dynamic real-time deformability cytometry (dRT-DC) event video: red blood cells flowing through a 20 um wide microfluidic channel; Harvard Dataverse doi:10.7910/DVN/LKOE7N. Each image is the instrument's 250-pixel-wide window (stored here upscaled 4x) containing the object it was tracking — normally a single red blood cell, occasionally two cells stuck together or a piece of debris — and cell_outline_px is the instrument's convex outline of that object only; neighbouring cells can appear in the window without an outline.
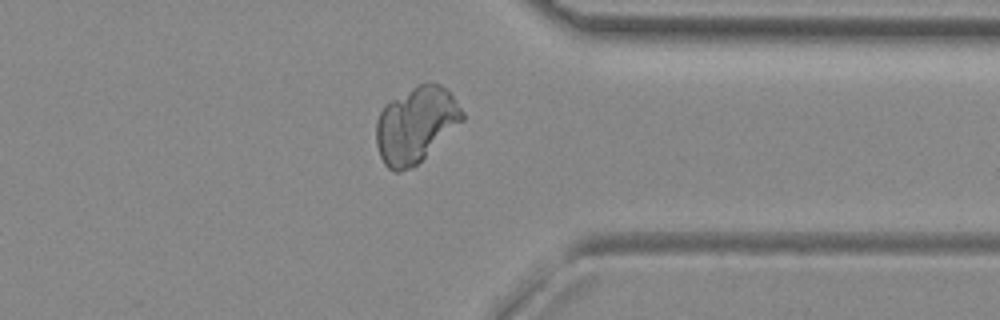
{"species": "common noctule bat (a hibernating species)", "species_latin": "Nyctalus noctula", "temperature_condition": "room temperature", "stored_images_in_passage": 47, "camera_frame_rate_fps": 3000, "um_per_image_px": 0.085, "animal": {"sex": "female", "body_mass_g": 29.2, "forearm_length_mm": 56.3}, "frame": {"image": 1, "passage_image": 40, "time_ms": 13.0, "image_size_px": [1000, 320], "cell_outline_px": [[464, 120], [412, 168], [400, 172], [396, 172], [388, 168], [384, 164], [380, 156], [376, 144], [376, 120], [384, 104], [412, 88], [428, 80], [432, 80], [440, 84], [452, 96], [464, 112]], "centroid_in_image_um": [35.32, 10.6], "position_along_channel_um": 376.1, "area_um2": 37.92}}